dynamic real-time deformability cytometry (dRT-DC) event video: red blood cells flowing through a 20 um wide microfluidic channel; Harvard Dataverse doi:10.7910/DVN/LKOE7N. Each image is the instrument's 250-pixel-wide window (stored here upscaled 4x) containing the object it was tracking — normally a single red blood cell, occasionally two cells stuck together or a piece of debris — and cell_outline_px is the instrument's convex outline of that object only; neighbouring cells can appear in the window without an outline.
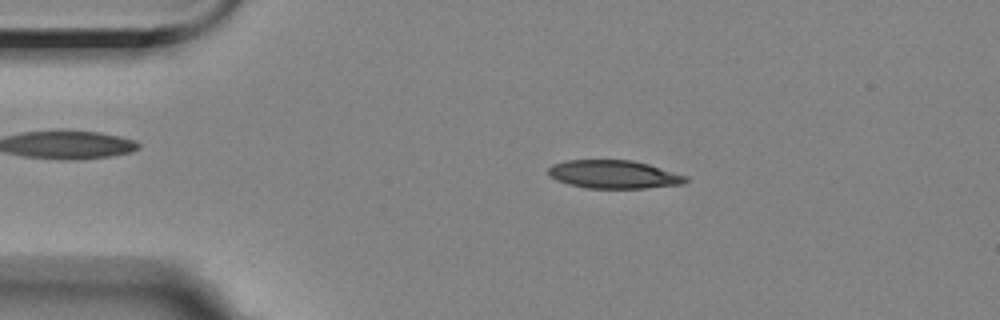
{"species": "Egyptian fruit bat (a non-hibernating species)", "species_latin": "Rousettus aegyptiacus", "temperature_condition": "room temperature", "stored_images_in_passage": 55, "camera_frame_rate_fps": 3000, "um_per_image_px": 0.085, "animal": {"sex": "female"}, "frame": {"image": 1, "passage_image": 10, "time_ms": 3.0, "image_size_px": [1000, 320], "cell_outline_px": [[688, 180], [684, 184], [648, 188], [584, 188], [568, 184], [556, 180], [548, 176], [548, 168], [552, 164], [564, 160], [632, 160], [648, 164], [688, 176]], "centroid_in_image_um": [52.15, 14.82], "position_along_channel_um": 32.8, "area_um2": 22.83}}
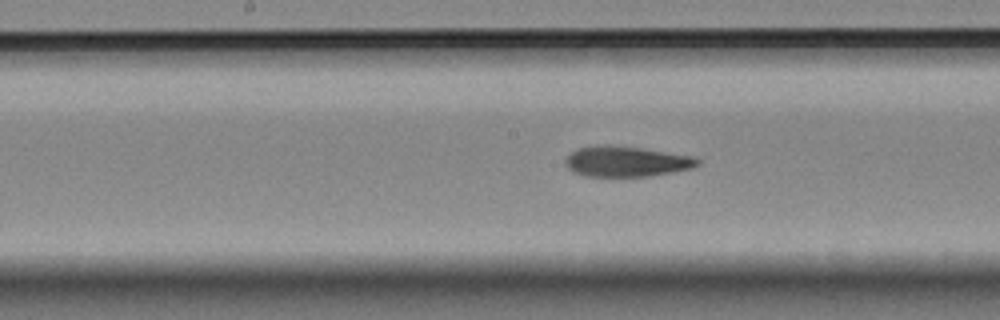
{"frame": {"image": 2, "passage_image": 27, "time_ms": 8.667, "image_size_px": [1000, 320], "cell_outline_px": [[700, 164], [692, 168], [672, 172], [648, 176], [584, 176], [572, 172], [564, 164], [564, 160], [572, 152], [580, 148], [604, 144], [640, 148], [692, 156], [700, 160]], "centroid_in_image_um": [53.21, 13.73], "position_along_channel_um": 195.0, "area_um2": 23.29}}
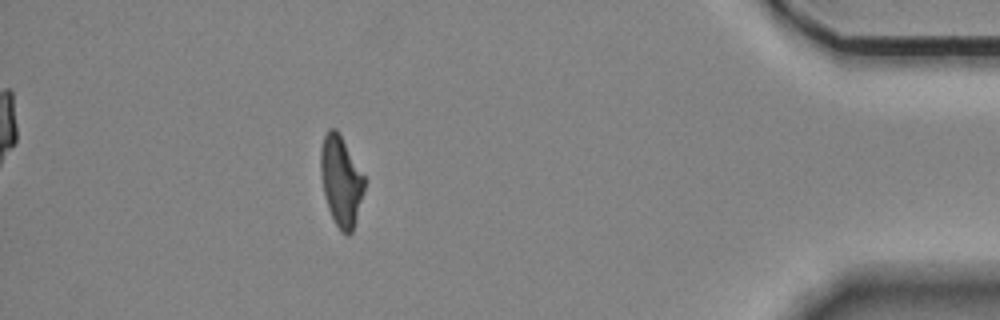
{"frame": {"image": 3, "passage_image": 49, "time_ms": 16.0, "image_size_px": [1000, 320], "cell_outline_px": [[364, 188], [352, 232], [348, 236], [340, 232], [328, 208], [324, 192], [320, 168], [320, 148], [324, 136], [328, 128], [336, 128], [364, 176]], "centroid_in_image_um": [28.96, 15.37], "position_along_channel_um": 406.2, "area_um2": 22.48}, "authors_computed_cell_mechanics": {"area_um2": 23.2934, "velocity_mm_per_s": 3.5568, "shape_relaxation_time_tau1_ms": 9.2191, "shape_relaxation_time_tau2_ms": 3.8448, "deformation_change_tau1": 0.2385, "deformation_change_tau2": 0.1255}}